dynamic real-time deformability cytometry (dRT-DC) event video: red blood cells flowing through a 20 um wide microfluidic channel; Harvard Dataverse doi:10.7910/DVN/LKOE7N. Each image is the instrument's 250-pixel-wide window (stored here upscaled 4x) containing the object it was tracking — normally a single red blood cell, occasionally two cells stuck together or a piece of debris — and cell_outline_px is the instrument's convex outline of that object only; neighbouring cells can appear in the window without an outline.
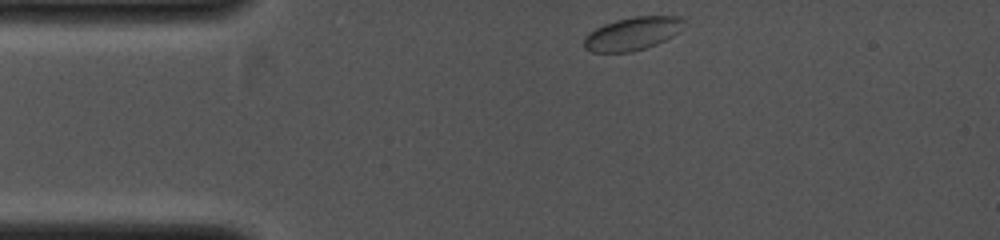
{"species": "common noctule bat (a hibernating species)", "species_latin": "Nyctalus noctula", "temperature_condition": "cold", "stored_images_in_passage": 22, "camera_frame_rate_fps": 4000, "um_per_image_px": 0.085, "animal": {"sex": "female", "body_mass_g": 19.0, "forearm_length_mm": 53.3}, "frame": {"image": 1, "passage_image": 1, "time_ms": 0.0, "image_size_px": [1000, 240], "cell_outline_px": [[684, 20], [680, 32], [656, 44], [632, 52], [592, 52], [584, 48], [584, 36], [588, 32], [604, 24], [616, 20], [632, 16], [680, 16]], "centroid_in_image_um": [53.73, 2.85], "position_along_channel_um": 31.3, "area_um2": 19.31}}
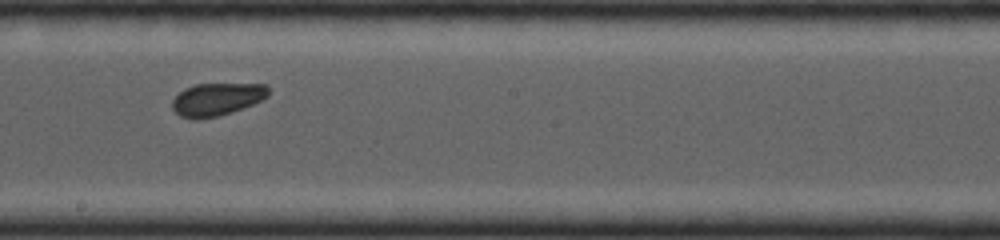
{"frame": {"image": 2, "passage_image": 12, "time_ms": 2.75, "image_size_px": [1000, 240], "cell_outline_px": [[268, 96], [252, 104], [232, 112], [216, 116], [196, 120], [192, 120], [180, 116], [172, 108], [172, 100], [184, 88], [196, 84], [268, 84]], "centroid_in_image_um": [18.4, 8.44], "position_along_channel_um": 229.8, "area_um2": 18.26}}
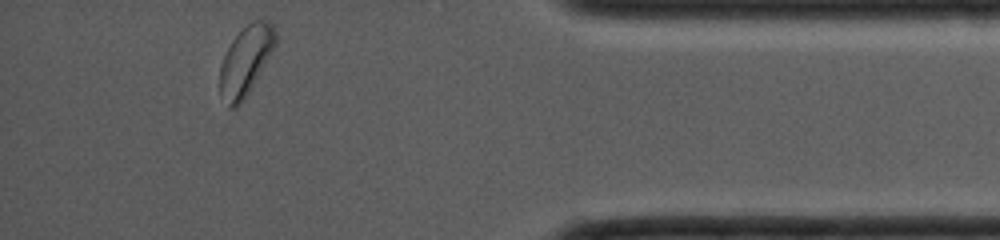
{"frame": {"image": 3, "passage_image": 22, "time_ms": 5.25, "image_size_px": [1000, 240], "cell_outline_px": [[276, 44], [244, 100], [236, 108], [228, 108], [220, 92], [220, 64], [232, 40], [252, 20], [268, 20], [276, 28]], "centroid_in_image_um": [20.89, 5.15], "position_along_channel_um": 414.3, "area_um2": 22.14}}